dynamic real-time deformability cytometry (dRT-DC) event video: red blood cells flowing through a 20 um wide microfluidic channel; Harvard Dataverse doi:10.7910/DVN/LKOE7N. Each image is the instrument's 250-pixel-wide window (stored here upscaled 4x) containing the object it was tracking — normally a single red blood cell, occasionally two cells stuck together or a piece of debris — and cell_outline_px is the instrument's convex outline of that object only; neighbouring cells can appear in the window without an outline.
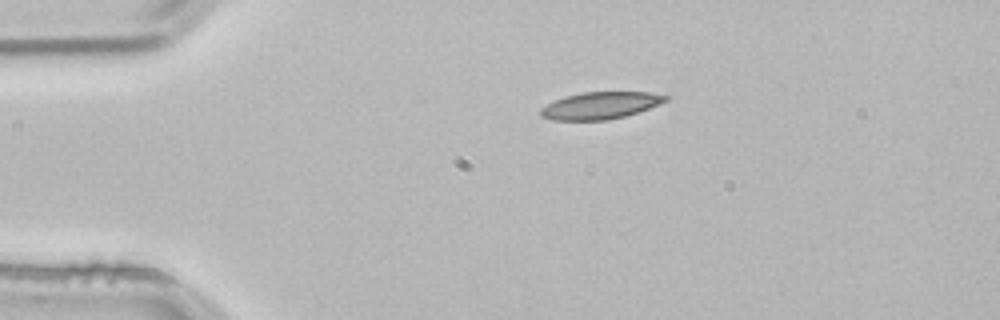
{"species": "common noctule bat (a hibernating species)", "species_latin": "Nyctalus noctula", "temperature_condition": "room temperature", "stored_images_in_passage": 2, "camera_frame_rate_fps": 3000, "um_per_image_px": 0.085, "animal": {"sex": "male", "body_mass_g": 21.5, "forearm_length_mm": 52.0}, "frame": {"image": 1, "passage_image": 1, "time_ms": 0.0, "image_size_px": [1000, 320], "cell_outline_px": [[668, 100], [648, 108], [624, 116], [608, 120], [552, 120], [540, 116], [540, 108], [564, 96], [584, 92], [648, 92], [668, 96]], "centroid_in_image_um": [50.99, 8.97], "position_along_channel_um": 34.0, "area_um2": 19.48}}